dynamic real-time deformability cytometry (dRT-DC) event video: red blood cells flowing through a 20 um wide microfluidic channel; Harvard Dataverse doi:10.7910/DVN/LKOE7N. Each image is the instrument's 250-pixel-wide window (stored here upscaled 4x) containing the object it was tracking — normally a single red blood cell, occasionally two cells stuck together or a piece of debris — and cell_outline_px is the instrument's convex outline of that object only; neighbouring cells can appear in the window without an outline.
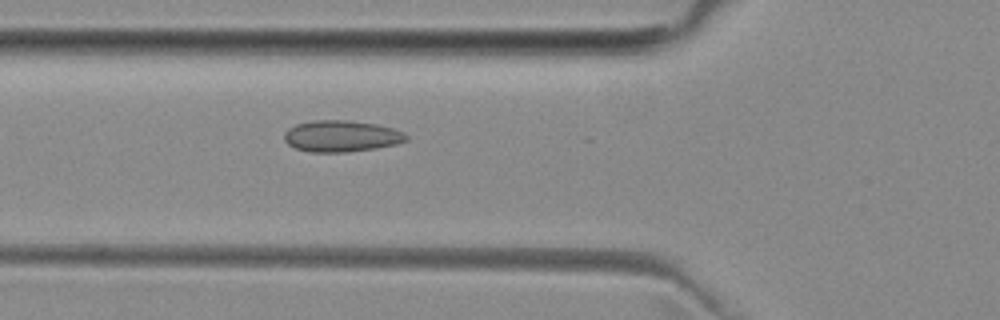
{"species": "common noctule bat (a hibernating species)", "species_latin": "Nyctalus noctula", "temperature_condition": "room temperature", "stored_images_in_passage": 5, "camera_frame_rate_fps": 3000, "um_per_image_px": 0.085, "animal": {"sex": "female", "body_mass_g": 29.2, "forearm_length_mm": 56.3}, "frame": {"image": 1, "passage_image": 5, "time_ms": 4.667, "image_size_px": [1000, 320], "cell_outline_px": [[408, 140], [396, 144], [376, 148], [348, 152], [308, 152], [296, 148], [288, 144], [284, 140], [284, 132], [288, 128], [296, 124], [312, 120], [348, 120], [376, 124], [392, 128], [404, 132], [408, 136]], "centroid_in_image_um": [29.0, 11.57], "position_along_channel_um": 96.8, "area_um2": 22.48}}